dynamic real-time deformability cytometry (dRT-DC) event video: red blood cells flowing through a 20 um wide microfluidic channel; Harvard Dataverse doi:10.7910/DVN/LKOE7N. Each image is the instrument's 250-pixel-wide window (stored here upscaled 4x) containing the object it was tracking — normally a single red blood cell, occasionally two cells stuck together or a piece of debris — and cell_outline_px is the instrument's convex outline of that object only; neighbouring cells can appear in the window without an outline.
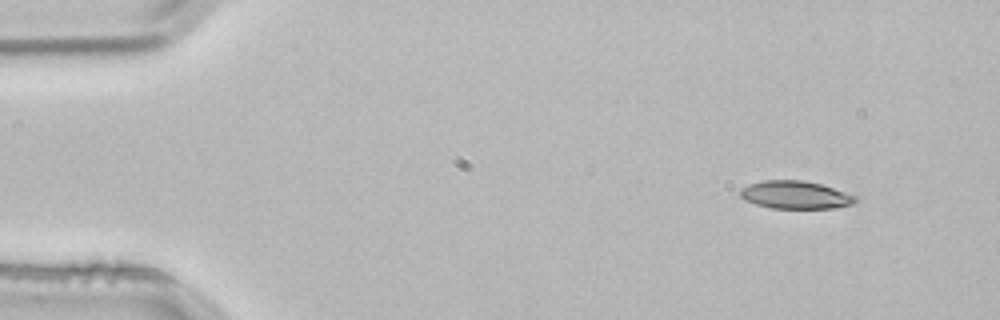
{"species": "common noctule bat (a hibernating species)", "species_latin": "Nyctalus noctula", "temperature_condition": "room temperature", "stored_images_in_passage": 4, "segment_of_instrument_passage": [1, 2], "camera_frame_rate_fps": 3000, "um_per_image_px": 0.085, "animal": {"sex": "male", "body_mass_g": 21.5, "forearm_length_mm": 52.0}, "frame": {"image": 1, "passage_image": 1, "time_ms": 0.0, "image_size_px": [1000, 320], "cell_outline_px": [[856, 200], [852, 204], [836, 208], [768, 208], [744, 200], [740, 196], [740, 188], [748, 184], [764, 180], [804, 180], [820, 184], [856, 196]], "centroid_in_image_um": [67.55, 16.56], "position_along_channel_um": 17.4, "area_um2": 18.67}}
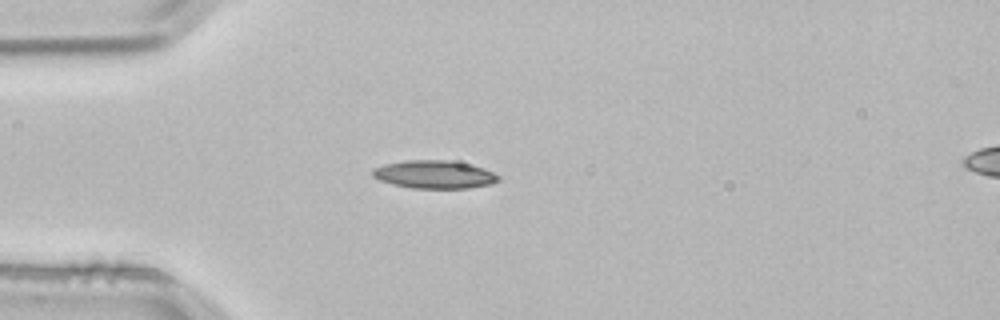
{"frame": {"image": 2, "passage_image": 3, "time_ms": 0.667, "image_size_px": [1000, 320], "cell_outline_px": [[500, 180], [492, 184], [468, 188], [412, 188], [392, 184], [380, 180], [372, 176], [372, 168], [384, 164], [404, 160], [448, 160], [468, 164], [484, 168], [500, 176]], "centroid_in_image_um": [36.91, 14.83], "position_along_channel_um": 48.1, "area_um2": 20.63}}